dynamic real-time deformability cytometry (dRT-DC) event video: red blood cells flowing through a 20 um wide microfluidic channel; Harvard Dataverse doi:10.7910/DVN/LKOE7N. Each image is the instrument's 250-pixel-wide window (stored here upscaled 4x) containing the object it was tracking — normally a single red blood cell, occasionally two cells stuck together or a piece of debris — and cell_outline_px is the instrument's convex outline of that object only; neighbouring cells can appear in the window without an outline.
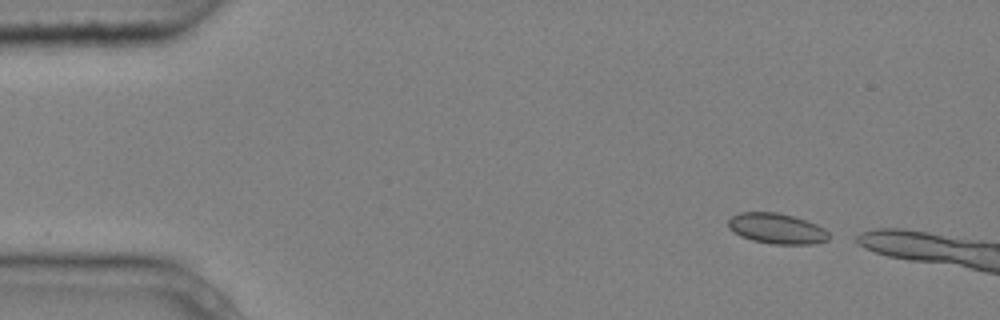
{"species": "common noctule bat (a hibernating species)", "species_latin": "Nyctalus noctula", "temperature_condition": "cold", "stored_images_in_passage": 2, "camera_frame_rate_fps": 3000, "um_per_image_px": 0.085, "animal": {"sex": "male", "body_mass_g": 20.4}, "frame": {"image": 1, "passage_image": 1, "time_ms": 0.0, "image_size_px": [1000, 320], "cell_outline_px": [[828, 240], [812, 244], [772, 244], [752, 240], [740, 236], [728, 228], [728, 220], [732, 216], [740, 212], [776, 212], [792, 216], [816, 224], [824, 228], [828, 232]], "centroid_in_image_um": [66.0, 19.43], "position_along_channel_um": 19.0, "area_um2": 17.8}}